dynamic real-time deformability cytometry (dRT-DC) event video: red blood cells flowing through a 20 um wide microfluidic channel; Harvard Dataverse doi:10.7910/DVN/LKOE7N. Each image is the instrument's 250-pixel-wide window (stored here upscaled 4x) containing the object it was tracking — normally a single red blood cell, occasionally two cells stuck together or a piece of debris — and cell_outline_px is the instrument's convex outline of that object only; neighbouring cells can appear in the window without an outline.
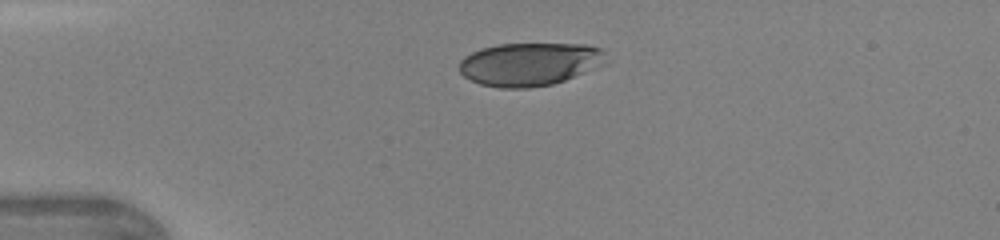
{"species": "human", "species_latin": "Homo sapiens", "temperature_condition": "warm", "stored_images_in_passage": 3, "camera_frame_rate_fps": 3000, "um_per_image_px": 0.085, "donor": {"sex": "female"}, "frame": {"image": 1, "passage_image": 1, "time_ms": 0.0, "image_size_px": [1000, 240], "cell_outline_px": [[608, 64], [564, 80], [552, 84], [528, 88], [500, 88], [480, 84], [464, 76], [460, 72], [460, 60], [464, 56], [480, 48], [500, 44], [588, 44], [600, 48], [604, 52]], "centroid_in_image_um": [45.05, 5.44], "position_along_channel_um": 40.0, "area_um2": 37.11}}
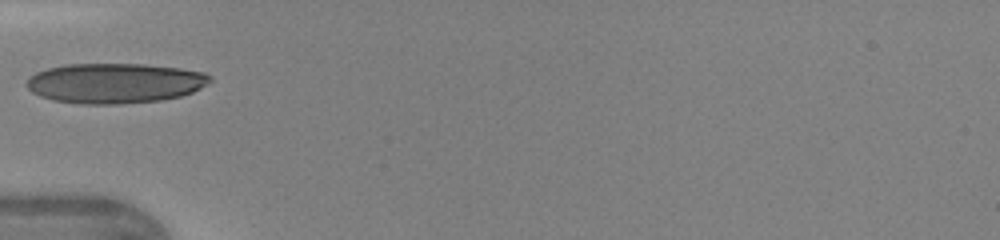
{"frame": {"image": 2, "passage_image": 3, "time_ms": 0.667, "image_size_px": [1000, 240], "cell_outline_px": [[212, 80], [208, 84], [192, 92], [180, 96], [160, 100], [120, 104], [84, 104], [52, 100], [40, 96], [32, 92], [24, 84], [36, 72], [48, 68], [68, 64], [144, 64], [180, 68], [204, 72], [212, 76]], "centroid_in_image_um": [9.77, 7.07], "position_along_channel_um": 75.2, "area_um2": 42.89}}